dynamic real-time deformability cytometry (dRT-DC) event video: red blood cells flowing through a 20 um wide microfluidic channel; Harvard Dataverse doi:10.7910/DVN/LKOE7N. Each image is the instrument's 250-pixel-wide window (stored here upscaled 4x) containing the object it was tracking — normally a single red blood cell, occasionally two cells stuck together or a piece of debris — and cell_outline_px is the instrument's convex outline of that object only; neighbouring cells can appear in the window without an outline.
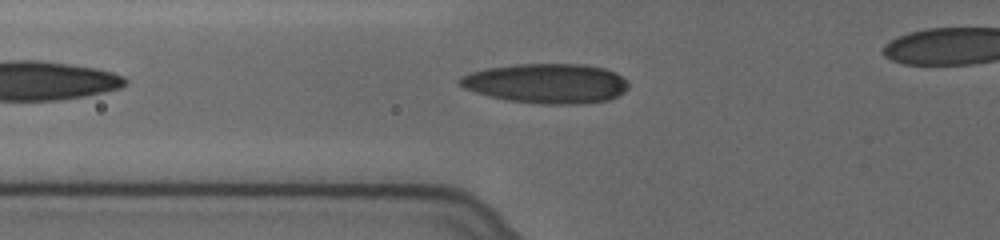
{"species": "human", "species_latin": "Homo sapiens", "temperature_condition": "cold", "stored_images_in_passage": 36, "camera_frame_rate_fps": 3000, "um_per_image_px": 0.085, "donor": {"sex": "female"}, "frame": {"image": 1, "passage_image": 5, "time_ms": 1.333, "image_size_px": [1000, 240], "cell_outline_px": [[628, 88], [624, 92], [608, 100], [584, 104], [540, 104], [508, 100], [476, 92], [464, 88], [456, 80], [460, 76], [484, 68], [516, 64], [584, 64], [604, 68], [616, 72], [628, 84]], "centroid_in_image_um": [46.45, 7.08], "position_along_channel_um": 79.4, "area_um2": 39.07}}
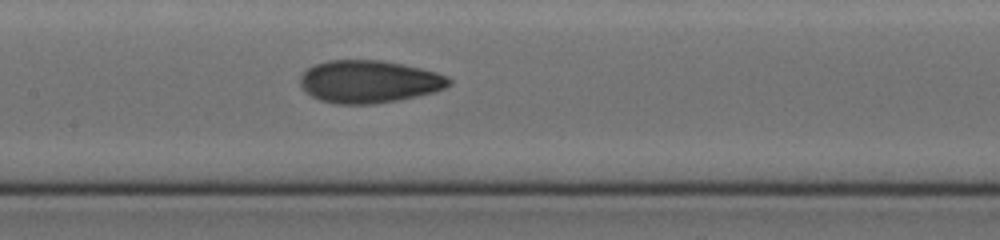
{"frame": {"image": 2, "passage_image": 13, "time_ms": 4.0, "image_size_px": [1000, 240], "cell_outline_px": [[452, 84], [444, 88], [432, 92], [400, 100], [372, 104], [336, 104], [320, 100], [312, 96], [300, 84], [300, 76], [308, 68], [316, 64], [328, 60], [380, 60], [404, 64], [436, 72], [448, 76], [452, 80]], "centroid_in_image_um": [31.39, 6.93], "position_along_channel_um": 176.0, "area_um2": 36.88}}
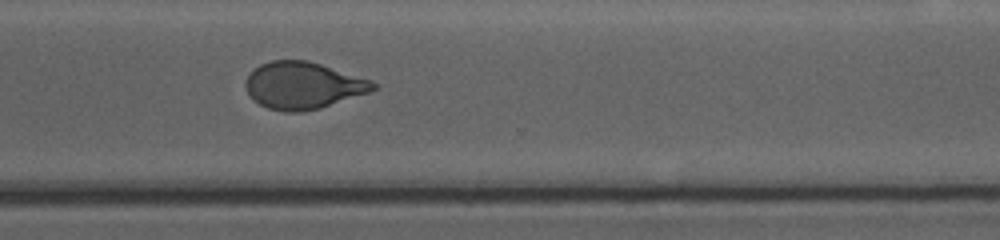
{"frame": {"image": 3, "passage_image": 27, "time_ms": 8.667, "image_size_px": [1000, 240], "cell_outline_px": [[376, 88], [368, 92], [320, 108], [300, 112], [288, 112], [268, 108], [252, 100], [244, 84], [244, 80], [260, 64], [272, 60], [308, 60], [372, 80], [376, 84]], "centroid_in_image_um": [25.73, 7.26], "position_along_channel_um": 344.9, "area_um2": 34.68}}